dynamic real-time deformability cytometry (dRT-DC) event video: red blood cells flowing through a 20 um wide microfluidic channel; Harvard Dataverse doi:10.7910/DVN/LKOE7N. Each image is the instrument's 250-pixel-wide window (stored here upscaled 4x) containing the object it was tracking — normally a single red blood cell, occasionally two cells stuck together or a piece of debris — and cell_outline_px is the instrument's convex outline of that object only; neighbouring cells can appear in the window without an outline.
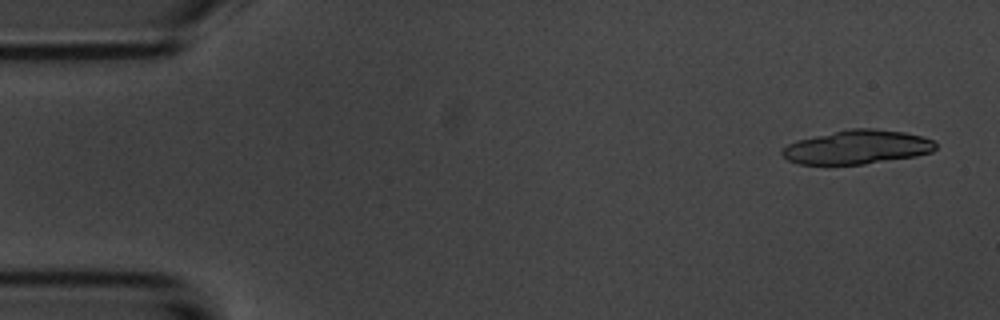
{"species": "common noctule bat (a hibernating species)", "species_latin": "Nyctalus noctula", "temperature_condition": "room temperature", "stored_images_in_passage": 6, "camera_frame_rate_fps": 3000, "um_per_image_px": 0.085, "animal": {"sex": "male", "body_mass_g": 20.1, "forearm_length_mm": 53.5}, "frame": {"image": 1, "passage_image": 1, "time_ms": 0.0, "image_size_px": [1000, 320], "cell_outline_px": [[936, 148], [932, 152], [916, 156], [864, 164], [800, 164], [788, 160], [780, 152], [788, 144], [796, 140], [852, 128], [872, 128], [904, 132], [924, 136], [936, 140]], "centroid_in_image_um": [72.91, 12.5], "position_along_channel_um": 12.1, "area_um2": 30.29}}